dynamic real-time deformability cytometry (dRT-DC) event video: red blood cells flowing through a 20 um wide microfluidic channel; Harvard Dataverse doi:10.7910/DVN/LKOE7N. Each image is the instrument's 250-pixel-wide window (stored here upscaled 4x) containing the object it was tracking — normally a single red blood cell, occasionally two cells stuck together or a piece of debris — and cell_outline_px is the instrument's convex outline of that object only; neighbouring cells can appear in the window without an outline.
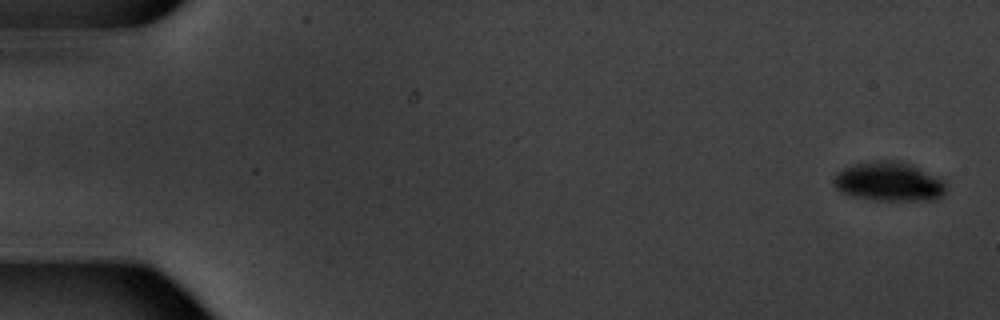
{"species": "common noctule bat (a hibernating species)", "species_latin": "Nyctalus noctula", "temperature_condition": "warm", "stored_images_in_passage": 8, "camera_frame_rate_fps": 3000, "um_per_image_px": 0.085, "animal": {"sex": "male", "body_mass_g": 20.1, "forearm_length_mm": 53.5}, "frame": {"image": 1, "passage_image": 1, "time_ms": 0.0, "image_size_px": [1000, 320], "cell_outline_px": [[948, 188], [936, 200], [876, 200], [852, 196], [840, 192], [836, 188], [832, 180], [844, 168], [864, 164], [908, 164], [944, 180]], "centroid_in_image_um": [75.59, 15.53], "position_along_channel_um": 9.4, "area_um2": 24.22}}
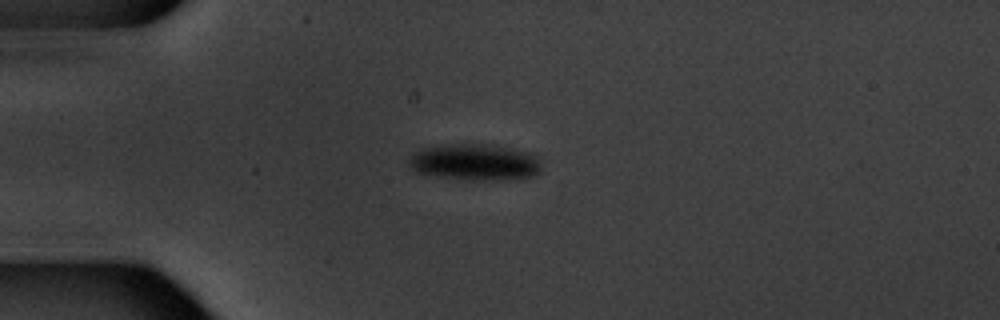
{"frame": {"image": 2, "passage_image": 5, "time_ms": 4.667, "image_size_px": [1000, 320], "cell_outline_px": [[540, 172], [532, 176], [512, 180], [468, 180], [436, 176], [416, 172], [408, 164], [408, 160], [416, 152], [424, 148], [456, 144], [488, 144], [512, 148], [532, 152], [540, 160]], "centroid_in_image_um": [40.43, 13.8], "position_along_channel_um": 44.6, "area_um2": 28.26}}